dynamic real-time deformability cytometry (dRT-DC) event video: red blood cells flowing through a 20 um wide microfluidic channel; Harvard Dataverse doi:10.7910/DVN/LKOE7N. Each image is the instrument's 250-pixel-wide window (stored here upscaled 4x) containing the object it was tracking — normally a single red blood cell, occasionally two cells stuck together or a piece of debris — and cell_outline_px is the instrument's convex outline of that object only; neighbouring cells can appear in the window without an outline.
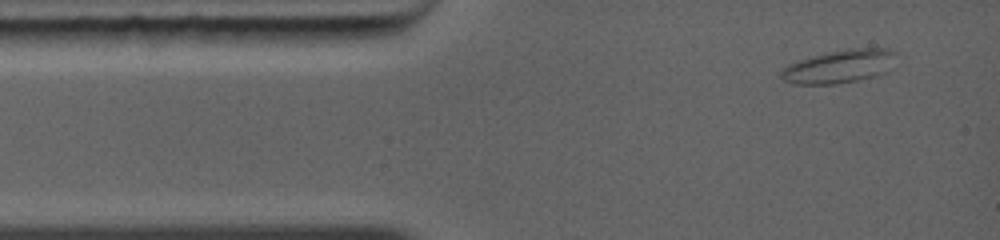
{"species": "common noctule bat (a hibernating species)", "species_latin": "Nyctalus noctula", "temperature_condition": "warm", "stored_images_in_passage": 3, "camera_frame_rate_fps": 5000, "um_per_image_px": 0.085, "animal": {"sex": "female", "body_mass_g": 19.0, "forearm_length_mm": 56.7}, "frame": {"image": 1, "passage_image": 1, "time_ms": 0.0, "image_size_px": [1000, 240], "cell_outline_px": [[896, 52], [888, 72], [876, 76], [836, 84], [792, 84], [784, 80], [780, 76], [780, 72], [788, 64], [812, 56], [828, 52], [848, 48], [888, 48]], "centroid_in_image_um": [71.35, 5.65], "position_along_channel_um": 13.6, "area_um2": 22.25}}
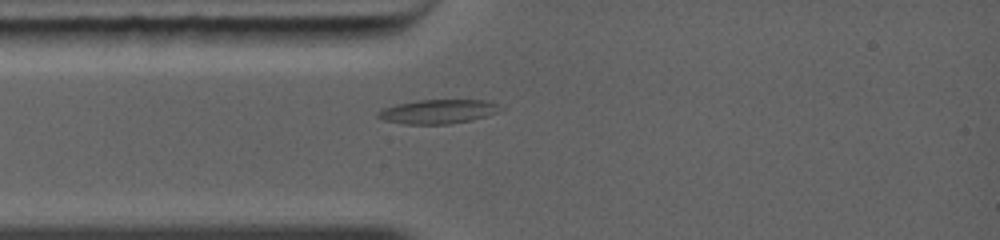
{"frame": {"image": 2, "passage_image": 3, "time_ms": 1.8, "image_size_px": [1000, 240], "cell_outline_px": [[504, 108], [500, 112], [472, 120], [448, 124], [404, 124], [384, 120], [376, 116], [376, 112], [384, 108], [396, 104], [420, 100], [484, 100], [500, 104]], "centroid_in_image_um": [37.27, 9.48], "position_along_channel_um": 47.7, "area_um2": 17.34}}